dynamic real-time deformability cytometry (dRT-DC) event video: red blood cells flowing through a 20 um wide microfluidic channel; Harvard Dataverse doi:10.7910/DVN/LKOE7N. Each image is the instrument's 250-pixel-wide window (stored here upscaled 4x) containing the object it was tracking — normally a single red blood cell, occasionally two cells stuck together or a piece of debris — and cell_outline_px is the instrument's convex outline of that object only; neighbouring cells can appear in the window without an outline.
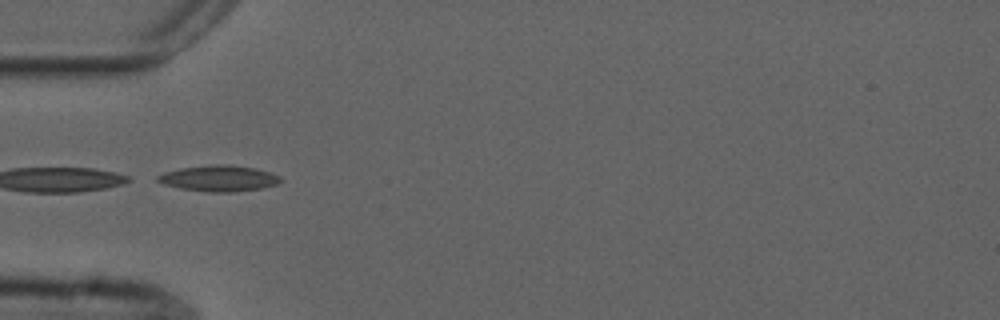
{"species": "common noctule bat (a hibernating species)", "species_latin": "Nyctalus noctula", "temperature_condition": "cold", "stored_images_in_passage": 37, "camera_frame_rate_fps": 3000, "um_per_image_px": 0.085, "animal": {"sex": "male", "forearm_length_mm": 52.5}, "frame": {"image": 1, "passage_image": 1, "time_ms": 0.0, "image_size_px": [1000, 320], "cell_outline_px": [[284, 180], [276, 184], [260, 188], [232, 192], [208, 192], [180, 188], [164, 184], [156, 180], [156, 176], [164, 172], [180, 168], [212, 164], [228, 164], [256, 168], [280, 176]], "centroid_in_image_um": [18.6, 15.15], "position_along_channel_um": 66.4, "area_um2": 18.61}}
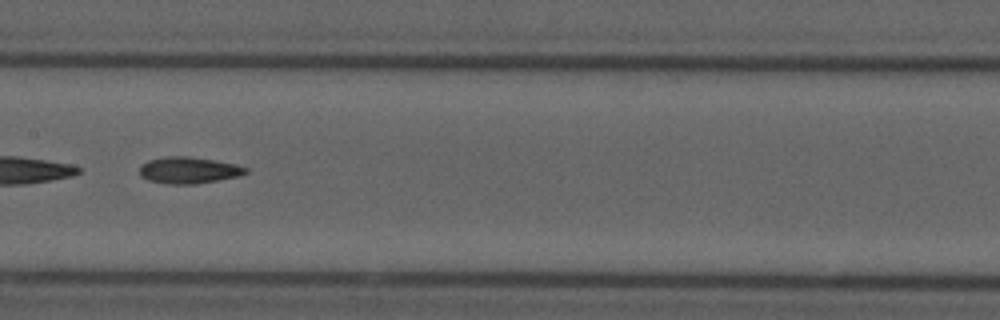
{"frame": {"image": 2, "passage_image": 11, "time_ms": 3.333, "image_size_px": [1000, 320], "cell_outline_px": [[248, 172], [240, 176], [196, 184], [168, 184], [148, 180], [140, 176], [140, 164], [148, 160], [168, 156], [184, 156], [212, 160], [236, 164], [248, 168]], "centroid_in_image_um": [16.03, 14.47], "position_along_channel_um": 191.4, "area_um2": 16.42}}